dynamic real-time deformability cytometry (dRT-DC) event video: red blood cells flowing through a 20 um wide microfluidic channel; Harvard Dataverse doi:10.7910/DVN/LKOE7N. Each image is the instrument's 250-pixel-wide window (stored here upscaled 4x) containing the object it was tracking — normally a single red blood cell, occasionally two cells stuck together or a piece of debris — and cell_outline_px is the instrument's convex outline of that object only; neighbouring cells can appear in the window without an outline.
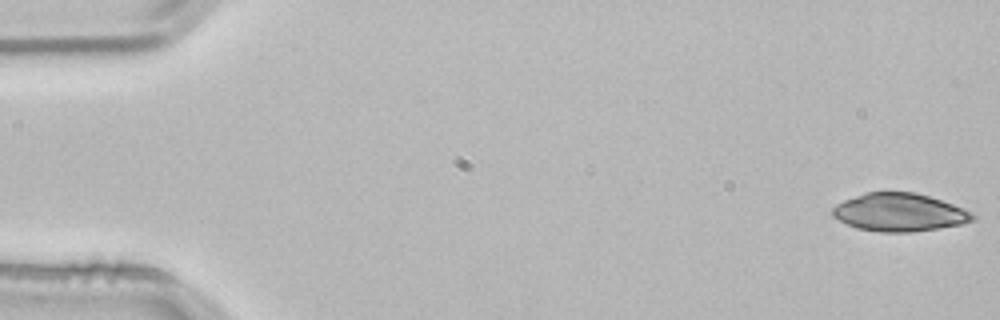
{"species": "common noctule bat (a hibernating species)", "species_latin": "Nyctalus noctula", "temperature_condition": "room temperature", "stored_images_in_passage": 3, "camera_frame_rate_fps": 3000, "um_per_image_px": 0.085, "animal": {"sex": "male", "body_mass_g": 21.5, "forearm_length_mm": 52.0}, "frame": {"image": 1, "passage_image": 1, "time_ms": 0.0, "image_size_px": [1000, 320], "cell_outline_px": [[976, 216], [972, 220], [960, 224], [912, 232], [880, 232], [856, 228], [832, 216], [832, 208], [836, 204], [844, 200], [864, 192], [916, 192], [964, 208], [972, 212]], "centroid_in_image_um": [76.42, 18.04], "position_along_channel_um": 8.6, "area_um2": 30.87}}